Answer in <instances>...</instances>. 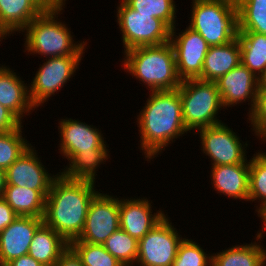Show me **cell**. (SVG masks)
<instances>
[{
	"label": "cell",
	"mask_w": 266,
	"mask_h": 266,
	"mask_svg": "<svg viewBox=\"0 0 266 266\" xmlns=\"http://www.w3.org/2000/svg\"><path fill=\"white\" fill-rule=\"evenodd\" d=\"M94 185V181L68 179L61 172L52 182L43 221L68 243L83 231L90 203L99 193Z\"/></svg>",
	"instance_id": "obj_1"
},
{
	"label": "cell",
	"mask_w": 266,
	"mask_h": 266,
	"mask_svg": "<svg viewBox=\"0 0 266 266\" xmlns=\"http://www.w3.org/2000/svg\"><path fill=\"white\" fill-rule=\"evenodd\" d=\"M136 122L141 135L140 150L150 162L173 140L188 132L183 122L179 90L151 91Z\"/></svg>",
	"instance_id": "obj_2"
},
{
	"label": "cell",
	"mask_w": 266,
	"mask_h": 266,
	"mask_svg": "<svg viewBox=\"0 0 266 266\" xmlns=\"http://www.w3.org/2000/svg\"><path fill=\"white\" fill-rule=\"evenodd\" d=\"M122 65L150 91H170L180 87L175 52L170 42L141 46L125 51Z\"/></svg>",
	"instance_id": "obj_3"
},
{
	"label": "cell",
	"mask_w": 266,
	"mask_h": 266,
	"mask_svg": "<svg viewBox=\"0 0 266 266\" xmlns=\"http://www.w3.org/2000/svg\"><path fill=\"white\" fill-rule=\"evenodd\" d=\"M63 7L42 12L34 18L22 31L25 32V51L30 54H39L43 57H61L68 55H83L87 41L75 42L68 25L58 17ZM59 14V15H58ZM58 15V16H57ZM75 42V43H74ZM78 43V44H77ZM34 53V54H33Z\"/></svg>",
	"instance_id": "obj_4"
},
{
	"label": "cell",
	"mask_w": 266,
	"mask_h": 266,
	"mask_svg": "<svg viewBox=\"0 0 266 266\" xmlns=\"http://www.w3.org/2000/svg\"><path fill=\"white\" fill-rule=\"evenodd\" d=\"M190 28L210 46L224 45L237 37L236 0H192Z\"/></svg>",
	"instance_id": "obj_5"
},
{
	"label": "cell",
	"mask_w": 266,
	"mask_h": 266,
	"mask_svg": "<svg viewBox=\"0 0 266 266\" xmlns=\"http://www.w3.org/2000/svg\"><path fill=\"white\" fill-rule=\"evenodd\" d=\"M182 103V116L187 131L200 130L222 123L217 118L222 110L216 82L189 79L178 88ZM221 108V109H220Z\"/></svg>",
	"instance_id": "obj_6"
},
{
	"label": "cell",
	"mask_w": 266,
	"mask_h": 266,
	"mask_svg": "<svg viewBox=\"0 0 266 266\" xmlns=\"http://www.w3.org/2000/svg\"><path fill=\"white\" fill-rule=\"evenodd\" d=\"M117 6V23L122 33L124 52L141 46L170 42L171 29L150 14L138 13L123 0Z\"/></svg>",
	"instance_id": "obj_7"
},
{
	"label": "cell",
	"mask_w": 266,
	"mask_h": 266,
	"mask_svg": "<svg viewBox=\"0 0 266 266\" xmlns=\"http://www.w3.org/2000/svg\"><path fill=\"white\" fill-rule=\"evenodd\" d=\"M82 55H68L50 57L36 72L33 81L29 85V98L32 105L37 108L43 106L49 97L55 95L70 81L76 69L79 68Z\"/></svg>",
	"instance_id": "obj_8"
},
{
	"label": "cell",
	"mask_w": 266,
	"mask_h": 266,
	"mask_svg": "<svg viewBox=\"0 0 266 266\" xmlns=\"http://www.w3.org/2000/svg\"><path fill=\"white\" fill-rule=\"evenodd\" d=\"M183 239L170 222V218L166 216L139 240L135 264L139 266H172Z\"/></svg>",
	"instance_id": "obj_9"
},
{
	"label": "cell",
	"mask_w": 266,
	"mask_h": 266,
	"mask_svg": "<svg viewBox=\"0 0 266 266\" xmlns=\"http://www.w3.org/2000/svg\"><path fill=\"white\" fill-rule=\"evenodd\" d=\"M198 131L201 150L211 158L212 166L240 164L247 159V141L240 140V137L223 122Z\"/></svg>",
	"instance_id": "obj_10"
},
{
	"label": "cell",
	"mask_w": 266,
	"mask_h": 266,
	"mask_svg": "<svg viewBox=\"0 0 266 266\" xmlns=\"http://www.w3.org/2000/svg\"><path fill=\"white\" fill-rule=\"evenodd\" d=\"M119 228V198L99 192L90 203L83 231L75 240L104 244Z\"/></svg>",
	"instance_id": "obj_11"
},
{
	"label": "cell",
	"mask_w": 266,
	"mask_h": 266,
	"mask_svg": "<svg viewBox=\"0 0 266 266\" xmlns=\"http://www.w3.org/2000/svg\"><path fill=\"white\" fill-rule=\"evenodd\" d=\"M177 34L178 36L176 35V28H172L170 43L175 52L178 77L181 81L199 79L210 45L189 26Z\"/></svg>",
	"instance_id": "obj_12"
},
{
	"label": "cell",
	"mask_w": 266,
	"mask_h": 266,
	"mask_svg": "<svg viewBox=\"0 0 266 266\" xmlns=\"http://www.w3.org/2000/svg\"><path fill=\"white\" fill-rule=\"evenodd\" d=\"M35 147L31 145L21 156L13 162L6 172V186L26 187L38 190L45 198L47 197L52 182L58 176L46 171L45 165L38 158Z\"/></svg>",
	"instance_id": "obj_13"
},
{
	"label": "cell",
	"mask_w": 266,
	"mask_h": 266,
	"mask_svg": "<svg viewBox=\"0 0 266 266\" xmlns=\"http://www.w3.org/2000/svg\"><path fill=\"white\" fill-rule=\"evenodd\" d=\"M60 154L71 161L78 153L108 151L101 130L79 120L67 118L59 121Z\"/></svg>",
	"instance_id": "obj_14"
},
{
	"label": "cell",
	"mask_w": 266,
	"mask_h": 266,
	"mask_svg": "<svg viewBox=\"0 0 266 266\" xmlns=\"http://www.w3.org/2000/svg\"><path fill=\"white\" fill-rule=\"evenodd\" d=\"M44 223L43 218L18 216L0 233V266L28 255L36 230Z\"/></svg>",
	"instance_id": "obj_15"
},
{
	"label": "cell",
	"mask_w": 266,
	"mask_h": 266,
	"mask_svg": "<svg viewBox=\"0 0 266 266\" xmlns=\"http://www.w3.org/2000/svg\"><path fill=\"white\" fill-rule=\"evenodd\" d=\"M151 211V202L145 197L119 198L120 229L139 241L167 216L162 210Z\"/></svg>",
	"instance_id": "obj_16"
},
{
	"label": "cell",
	"mask_w": 266,
	"mask_h": 266,
	"mask_svg": "<svg viewBox=\"0 0 266 266\" xmlns=\"http://www.w3.org/2000/svg\"><path fill=\"white\" fill-rule=\"evenodd\" d=\"M216 84L223 109L248 100L251 101L249 112L252 110L258 90V77L242 63L220 77Z\"/></svg>",
	"instance_id": "obj_17"
},
{
	"label": "cell",
	"mask_w": 266,
	"mask_h": 266,
	"mask_svg": "<svg viewBox=\"0 0 266 266\" xmlns=\"http://www.w3.org/2000/svg\"><path fill=\"white\" fill-rule=\"evenodd\" d=\"M249 166L247 159L240 164L211 166V184L217 193L249 201Z\"/></svg>",
	"instance_id": "obj_18"
},
{
	"label": "cell",
	"mask_w": 266,
	"mask_h": 266,
	"mask_svg": "<svg viewBox=\"0 0 266 266\" xmlns=\"http://www.w3.org/2000/svg\"><path fill=\"white\" fill-rule=\"evenodd\" d=\"M26 84L10 67L0 66V104L21 122L22 117L35 110L29 98V86Z\"/></svg>",
	"instance_id": "obj_19"
},
{
	"label": "cell",
	"mask_w": 266,
	"mask_h": 266,
	"mask_svg": "<svg viewBox=\"0 0 266 266\" xmlns=\"http://www.w3.org/2000/svg\"><path fill=\"white\" fill-rule=\"evenodd\" d=\"M241 63L238 37L224 45L210 46L199 80L216 82Z\"/></svg>",
	"instance_id": "obj_20"
},
{
	"label": "cell",
	"mask_w": 266,
	"mask_h": 266,
	"mask_svg": "<svg viewBox=\"0 0 266 266\" xmlns=\"http://www.w3.org/2000/svg\"><path fill=\"white\" fill-rule=\"evenodd\" d=\"M42 12L32 0H0V34L21 33Z\"/></svg>",
	"instance_id": "obj_21"
},
{
	"label": "cell",
	"mask_w": 266,
	"mask_h": 266,
	"mask_svg": "<svg viewBox=\"0 0 266 266\" xmlns=\"http://www.w3.org/2000/svg\"><path fill=\"white\" fill-rule=\"evenodd\" d=\"M69 248V243L51 227L43 223L35 232L28 255L43 266H54Z\"/></svg>",
	"instance_id": "obj_22"
},
{
	"label": "cell",
	"mask_w": 266,
	"mask_h": 266,
	"mask_svg": "<svg viewBox=\"0 0 266 266\" xmlns=\"http://www.w3.org/2000/svg\"><path fill=\"white\" fill-rule=\"evenodd\" d=\"M256 240L211 254L212 266H266V249L259 245L261 239L258 236Z\"/></svg>",
	"instance_id": "obj_23"
},
{
	"label": "cell",
	"mask_w": 266,
	"mask_h": 266,
	"mask_svg": "<svg viewBox=\"0 0 266 266\" xmlns=\"http://www.w3.org/2000/svg\"><path fill=\"white\" fill-rule=\"evenodd\" d=\"M2 198L18 216L44 217L46 198L38 190L6 186Z\"/></svg>",
	"instance_id": "obj_24"
},
{
	"label": "cell",
	"mask_w": 266,
	"mask_h": 266,
	"mask_svg": "<svg viewBox=\"0 0 266 266\" xmlns=\"http://www.w3.org/2000/svg\"><path fill=\"white\" fill-rule=\"evenodd\" d=\"M241 63L257 77L266 67V35L250 31H238Z\"/></svg>",
	"instance_id": "obj_25"
},
{
	"label": "cell",
	"mask_w": 266,
	"mask_h": 266,
	"mask_svg": "<svg viewBox=\"0 0 266 266\" xmlns=\"http://www.w3.org/2000/svg\"><path fill=\"white\" fill-rule=\"evenodd\" d=\"M109 151L78 153L61 172L68 179L96 182V169L110 157ZM109 156V157H108Z\"/></svg>",
	"instance_id": "obj_26"
},
{
	"label": "cell",
	"mask_w": 266,
	"mask_h": 266,
	"mask_svg": "<svg viewBox=\"0 0 266 266\" xmlns=\"http://www.w3.org/2000/svg\"><path fill=\"white\" fill-rule=\"evenodd\" d=\"M238 31L266 35V0H236Z\"/></svg>",
	"instance_id": "obj_27"
},
{
	"label": "cell",
	"mask_w": 266,
	"mask_h": 266,
	"mask_svg": "<svg viewBox=\"0 0 266 266\" xmlns=\"http://www.w3.org/2000/svg\"><path fill=\"white\" fill-rule=\"evenodd\" d=\"M103 246L123 266H134L136 263L139 241L124 230L119 228L115 231Z\"/></svg>",
	"instance_id": "obj_28"
},
{
	"label": "cell",
	"mask_w": 266,
	"mask_h": 266,
	"mask_svg": "<svg viewBox=\"0 0 266 266\" xmlns=\"http://www.w3.org/2000/svg\"><path fill=\"white\" fill-rule=\"evenodd\" d=\"M249 166V201L259 200L257 213L266 208V152L252 156Z\"/></svg>",
	"instance_id": "obj_29"
},
{
	"label": "cell",
	"mask_w": 266,
	"mask_h": 266,
	"mask_svg": "<svg viewBox=\"0 0 266 266\" xmlns=\"http://www.w3.org/2000/svg\"><path fill=\"white\" fill-rule=\"evenodd\" d=\"M138 13L150 14L162 20L170 29L176 26V5L174 0H123ZM176 11V12H175Z\"/></svg>",
	"instance_id": "obj_30"
},
{
	"label": "cell",
	"mask_w": 266,
	"mask_h": 266,
	"mask_svg": "<svg viewBox=\"0 0 266 266\" xmlns=\"http://www.w3.org/2000/svg\"><path fill=\"white\" fill-rule=\"evenodd\" d=\"M69 247L81 259L84 266H123L105 249L103 244L73 240L69 243Z\"/></svg>",
	"instance_id": "obj_31"
},
{
	"label": "cell",
	"mask_w": 266,
	"mask_h": 266,
	"mask_svg": "<svg viewBox=\"0 0 266 266\" xmlns=\"http://www.w3.org/2000/svg\"><path fill=\"white\" fill-rule=\"evenodd\" d=\"M22 127L21 125L18 129L0 133V169L6 171L31 146L22 136Z\"/></svg>",
	"instance_id": "obj_32"
},
{
	"label": "cell",
	"mask_w": 266,
	"mask_h": 266,
	"mask_svg": "<svg viewBox=\"0 0 266 266\" xmlns=\"http://www.w3.org/2000/svg\"><path fill=\"white\" fill-rule=\"evenodd\" d=\"M172 266H212V255L206 254L192 239L184 238Z\"/></svg>",
	"instance_id": "obj_33"
},
{
	"label": "cell",
	"mask_w": 266,
	"mask_h": 266,
	"mask_svg": "<svg viewBox=\"0 0 266 266\" xmlns=\"http://www.w3.org/2000/svg\"><path fill=\"white\" fill-rule=\"evenodd\" d=\"M248 114L255 136L266 141V90H257L255 103Z\"/></svg>",
	"instance_id": "obj_34"
},
{
	"label": "cell",
	"mask_w": 266,
	"mask_h": 266,
	"mask_svg": "<svg viewBox=\"0 0 266 266\" xmlns=\"http://www.w3.org/2000/svg\"><path fill=\"white\" fill-rule=\"evenodd\" d=\"M22 122L6 107L0 104V133L18 129Z\"/></svg>",
	"instance_id": "obj_35"
},
{
	"label": "cell",
	"mask_w": 266,
	"mask_h": 266,
	"mask_svg": "<svg viewBox=\"0 0 266 266\" xmlns=\"http://www.w3.org/2000/svg\"><path fill=\"white\" fill-rule=\"evenodd\" d=\"M18 215L8 205V203L0 197V233L10 225Z\"/></svg>",
	"instance_id": "obj_36"
},
{
	"label": "cell",
	"mask_w": 266,
	"mask_h": 266,
	"mask_svg": "<svg viewBox=\"0 0 266 266\" xmlns=\"http://www.w3.org/2000/svg\"><path fill=\"white\" fill-rule=\"evenodd\" d=\"M54 266H84L81 259L69 247L56 262Z\"/></svg>",
	"instance_id": "obj_37"
},
{
	"label": "cell",
	"mask_w": 266,
	"mask_h": 266,
	"mask_svg": "<svg viewBox=\"0 0 266 266\" xmlns=\"http://www.w3.org/2000/svg\"><path fill=\"white\" fill-rule=\"evenodd\" d=\"M43 12L53 11L65 6L66 0H32Z\"/></svg>",
	"instance_id": "obj_38"
},
{
	"label": "cell",
	"mask_w": 266,
	"mask_h": 266,
	"mask_svg": "<svg viewBox=\"0 0 266 266\" xmlns=\"http://www.w3.org/2000/svg\"><path fill=\"white\" fill-rule=\"evenodd\" d=\"M5 266H43V265L39 263L37 260H35L32 256L24 255L10 261Z\"/></svg>",
	"instance_id": "obj_39"
},
{
	"label": "cell",
	"mask_w": 266,
	"mask_h": 266,
	"mask_svg": "<svg viewBox=\"0 0 266 266\" xmlns=\"http://www.w3.org/2000/svg\"><path fill=\"white\" fill-rule=\"evenodd\" d=\"M258 216L261 218L260 220H262V230L261 231H259V233L257 232V234H256V236H258V238H262V237H264L263 236V233H264V231L266 230V208H264L262 211H260L259 213H258Z\"/></svg>",
	"instance_id": "obj_40"
},
{
	"label": "cell",
	"mask_w": 266,
	"mask_h": 266,
	"mask_svg": "<svg viewBox=\"0 0 266 266\" xmlns=\"http://www.w3.org/2000/svg\"><path fill=\"white\" fill-rule=\"evenodd\" d=\"M258 89L266 90V67L264 71L258 77Z\"/></svg>",
	"instance_id": "obj_41"
},
{
	"label": "cell",
	"mask_w": 266,
	"mask_h": 266,
	"mask_svg": "<svg viewBox=\"0 0 266 266\" xmlns=\"http://www.w3.org/2000/svg\"><path fill=\"white\" fill-rule=\"evenodd\" d=\"M6 187V172L0 169V197L3 196L4 189Z\"/></svg>",
	"instance_id": "obj_42"
},
{
	"label": "cell",
	"mask_w": 266,
	"mask_h": 266,
	"mask_svg": "<svg viewBox=\"0 0 266 266\" xmlns=\"http://www.w3.org/2000/svg\"><path fill=\"white\" fill-rule=\"evenodd\" d=\"M5 39L1 34H0V42L1 40Z\"/></svg>",
	"instance_id": "obj_43"
}]
</instances>
